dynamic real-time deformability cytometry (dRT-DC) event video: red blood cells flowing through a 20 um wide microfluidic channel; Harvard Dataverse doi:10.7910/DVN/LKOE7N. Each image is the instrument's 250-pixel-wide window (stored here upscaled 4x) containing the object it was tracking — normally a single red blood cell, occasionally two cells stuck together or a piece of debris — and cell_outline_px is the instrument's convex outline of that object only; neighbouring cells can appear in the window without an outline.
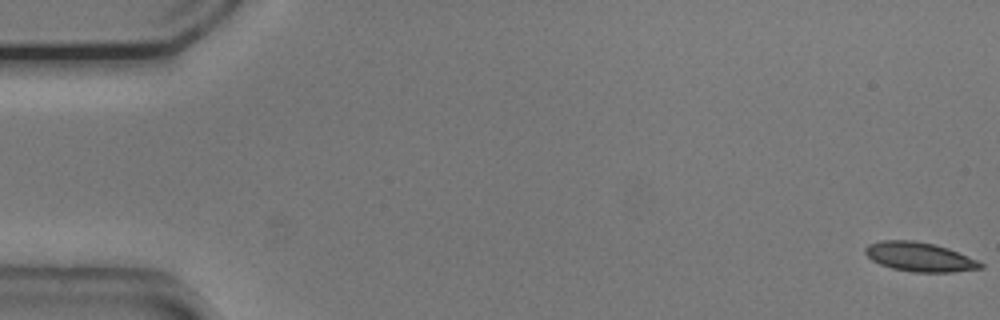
{"species": "common noctule bat (a hibernating species)", "species_latin": "Nyctalus noctula", "temperature_condition": "cold", "stored_images_in_passage": 54, "camera_frame_rate_fps": 3000, "um_per_image_px": 0.085, "animal": {"sex": "male", "body_mass_g": 20.5, "forearm_length_mm": 52.5}, "frame": {"image": 1, "passage_image": 1, "time_ms": 0.0, "image_size_px": [1000, 320], "cell_outline_px": [[984, 268], [952, 272], [912, 272], [892, 268], [880, 264], [872, 260], [864, 252], [864, 248], [868, 244], [880, 240], [912, 240], [932, 244], [948, 248], [976, 260], [984, 264]], "centroid_in_image_um": [78.14, 21.84], "position_along_channel_um": 6.9, "area_um2": 19.54}}
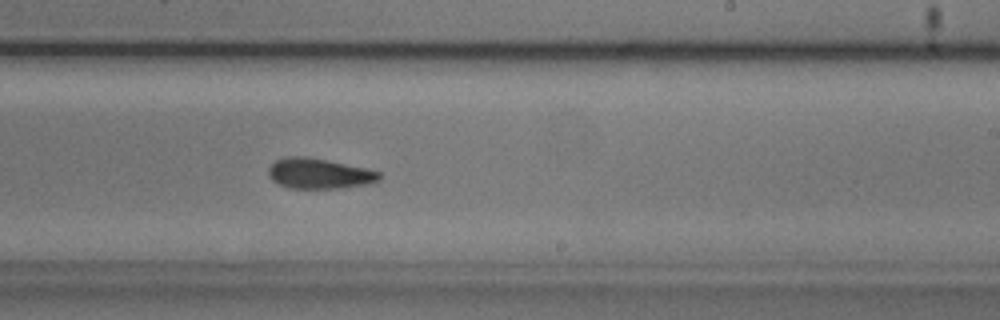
{"frame": {"image": 2, "passage_image": 33, "time_ms": 10.667, "image_size_px": [1000, 320], "cell_outline_px": [[380, 180], [368, 184], [340, 188], [288, 188], [272, 180], [268, 176], [268, 168], [276, 160], [284, 156], [308, 156], [368, 168], [380, 172]], "centroid_in_image_um": [27.12, 14.74], "position_along_channel_um": 261.9, "area_um2": 19.83}}
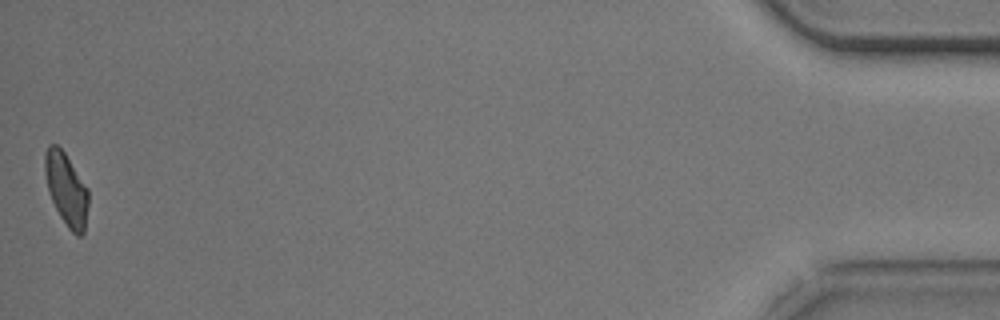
{"frame": {"image": 3, "passage_image": 54, "time_ms": 17.667, "image_size_px": [1000, 320], "cell_outline_px": [[88, 204], [84, 232], [80, 236], [76, 236], [68, 228], [60, 216], [48, 192], [44, 172], [44, 152], [48, 144], [56, 144], [64, 152], [88, 188]], "centroid_in_image_um": [5.62, 16.07], "position_along_channel_um": 429.6, "area_um2": 18.44}, "authors_computed_cell_mechanics": {"area_um2": 19.7676, "velocity_mm_per_s": 3.7515, "shape_relaxation_time_tau1_ms": 6.0181, "shape_relaxation_time_tau2_ms": 3.7256, "deformation_change_tau1": 0.151, "deformation_change_tau2": 0.1069}}